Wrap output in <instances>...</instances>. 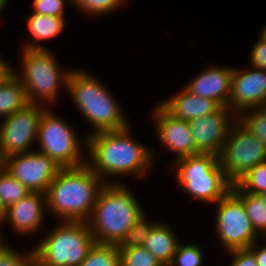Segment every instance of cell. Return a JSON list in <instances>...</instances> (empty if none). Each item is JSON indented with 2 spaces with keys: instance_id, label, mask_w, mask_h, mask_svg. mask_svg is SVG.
Segmentation results:
<instances>
[{
  "instance_id": "e0dca14e",
  "label": "cell",
  "mask_w": 266,
  "mask_h": 266,
  "mask_svg": "<svg viewBox=\"0 0 266 266\" xmlns=\"http://www.w3.org/2000/svg\"><path fill=\"white\" fill-rule=\"evenodd\" d=\"M234 67L212 66L201 71L184 87L202 98L216 101L220 106L228 107L231 95V77Z\"/></svg>"
},
{
  "instance_id": "484cf974",
  "label": "cell",
  "mask_w": 266,
  "mask_h": 266,
  "mask_svg": "<svg viewBox=\"0 0 266 266\" xmlns=\"http://www.w3.org/2000/svg\"><path fill=\"white\" fill-rule=\"evenodd\" d=\"M237 119L266 147V105L247 110Z\"/></svg>"
},
{
  "instance_id": "4fadbf2b",
  "label": "cell",
  "mask_w": 266,
  "mask_h": 266,
  "mask_svg": "<svg viewBox=\"0 0 266 266\" xmlns=\"http://www.w3.org/2000/svg\"><path fill=\"white\" fill-rule=\"evenodd\" d=\"M236 120L237 116L234 112L225 106H220L204 117L189 120L195 149L199 153H212L219 156L229 130Z\"/></svg>"
},
{
  "instance_id": "8fae6325",
  "label": "cell",
  "mask_w": 266,
  "mask_h": 266,
  "mask_svg": "<svg viewBox=\"0 0 266 266\" xmlns=\"http://www.w3.org/2000/svg\"><path fill=\"white\" fill-rule=\"evenodd\" d=\"M216 234L226 252L249 248L261 238L253 228L242 201L230 190L216 204Z\"/></svg>"
},
{
  "instance_id": "d6a6232c",
  "label": "cell",
  "mask_w": 266,
  "mask_h": 266,
  "mask_svg": "<svg viewBox=\"0 0 266 266\" xmlns=\"http://www.w3.org/2000/svg\"><path fill=\"white\" fill-rule=\"evenodd\" d=\"M227 253L233 256L229 266H258L254 253L249 248L234 249Z\"/></svg>"
},
{
  "instance_id": "1f68e13d",
  "label": "cell",
  "mask_w": 266,
  "mask_h": 266,
  "mask_svg": "<svg viewBox=\"0 0 266 266\" xmlns=\"http://www.w3.org/2000/svg\"><path fill=\"white\" fill-rule=\"evenodd\" d=\"M72 2V0H67ZM66 0H33L32 13H38L47 16H54L58 18H65Z\"/></svg>"
},
{
  "instance_id": "9c48e42d",
  "label": "cell",
  "mask_w": 266,
  "mask_h": 266,
  "mask_svg": "<svg viewBox=\"0 0 266 266\" xmlns=\"http://www.w3.org/2000/svg\"><path fill=\"white\" fill-rule=\"evenodd\" d=\"M265 161V144L237 119L219 155V163L226 177L235 183L248 170Z\"/></svg>"
},
{
  "instance_id": "5b68a950",
  "label": "cell",
  "mask_w": 266,
  "mask_h": 266,
  "mask_svg": "<svg viewBox=\"0 0 266 266\" xmlns=\"http://www.w3.org/2000/svg\"><path fill=\"white\" fill-rule=\"evenodd\" d=\"M21 54L22 71L19 73L13 70V74L25 88L28 102H43L45 106H48L47 103L53 104L59 96L60 88L67 89L72 69L64 70L60 67L50 49L23 48Z\"/></svg>"
},
{
  "instance_id": "277c9868",
  "label": "cell",
  "mask_w": 266,
  "mask_h": 266,
  "mask_svg": "<svg viewBox=\"0 0 266 266\" xmlns=\"http://www.w3.org/2000/svg\"><path fill=\"white\" fill-rule=\"evenodd\" d=\"M81 69L72 70L68 79L67 93L82 113L93 125L94 132L121 130L130 124L119 106L118 100L95 76Z\"/></svg>"
},
{
  "instance_id": "9a60e30c",
  "label": "cell",
  "mask_w": 266,
  "mask_h": 266,
  "mask_svg": "<svg viewBox=\"0 0 266 266\" xmlns=\"http://www.w3.org/2000/svg\"><path fill=\"white\" fill-rule=\"evenodd\" d=\"M152 119L160 143L176 155L175 161L184 157L199 154L195 149L192 131L188 121L169 114L160 104L154 107Z\"/></svg>"
},
{
  "instance_id": "603a6c76",
  "label": "cell",
  "mask_w": 266,
  "mask_h": 266,
  "mask_svg": "<svg viewBox=\"0 0 266 266\" xmlns=\"http://www.w3.org/2000/svg\"><path fill=\"white\" fill-rule=\"evenodd\" d=\"M30 191L0 165V200L4 208L19 202Z\"/></svg>"
},
{
  "instance_id": "f35d334b",
  "label": "cell",
  "mask_w": 266,
  "mask_h": 266,
  "mask_svg": "<svg viewBox=\"0 0 266 266\" xmlns=\"http://www.w3.org/2000/svg\"><path fill=\"white\" fill-rule=\"evenodd\" d=\"M8 0H0V12L5 9L6 5L8 4Z\"/></svg>"
},
{
  "instance_id": "52a82bcc",
  "label": "cell",
  "mask_w": 266,
  "mask_h": 266,
  "mask_svg": "<svg viewBox=\"0 0 266 266\" xmlns=\"http://www.w3.org/2000/svg\"><path fill=\"white\" fill-rule=\"evenodd\" d=\"M96 243L87 222L59 221L33 248L40 266H79Z\"/></svg>"
},
{
  "instance_id": "ba28073f",
  "label": "cell",
  "mask_w": 266,
  "mask_h": 266,
  "mask_svg": "<svg viewBox=\"0 0 266 266\" xmlns=\"http://www.w3.org/2000/svg\"><path fill=\"white\" fill-rule=\"evenodd\" d=\"M47 108L41 117L37 143L42 154L53 159L60 167H78L87 164V150L77 138L74 128ZM82 142V143H81ZM82 148V149H81ZM83 151V152H82ZM82 153V154H81Z\"/></svg>"
},
{
  "instance_id": "7a4b0ae2",
  "label": "cell",
  "mask_w": 266,
  "mask_h": 266,
  "mask_svg": "<svg viewBox=\"0 0 266 266\" xmlns=\"http://www.w3.org/2000/svg\"><path fill=\"white\" fill-rule=\"evenodd\" d=\"M105 184L87 164L61 168L45 193L47 209L62 221L87 222Z\"/></svg>"
},
{
  "instance_id": "6da1fadb",
  "label": "cell",
  "mask_w": 266,
  "mask_h": 266,
  "mask_svg": "<svg viewBox=\"0 0 266 266\" xmlns=\"http://www.w3.org/2000/svg\"><path fill=\"white\" fill-rule=\"evenodd\" d=\"M129 128L88 133L84 136L87 165L105 183H120L108 182L106 178L112 175L130 177L131 174L133 177L137 175V178L144 176L155 159L156 152L131 138Z\"/></svg>"
},
{
  "instance_id": "ab89813d",
  "label": "cell",
  "mask_w": 266,
  "mask_h": 266,
  "mask_svg": "<svg viewBox=\"0 0 266 266\" xmlns=\"http://www.w3.org/2000/svg\"><path fill=\"white\" fill-rule=\"evenodd\" d=\"M0 224L2 225V222H0ZM1 231V230H0ZM2 237V238H1ZM3 236H1V232H0V251L5 247L7 246L8 244L3 242Z\"/></svg>"
},
{
  "instance_id": "836d02e7",
  "label": "cell",
  "mask_w": 266,
  "mask_h": 266,
  "mask_svg": "<svg viewBox=\"0 0 266 266\" xmlns=\"http://www.w3.org/2000/svg\"><path fill=\"white\" fill-rule=\"evenodd\" d=\"M250 56L251 67L266 70V42L260 37L251 48Z\"/></svg>"
},
{
  "instance_id": "b9f144b4",
  "label": "cell",
  "mask_w": 266,
  "mask_h": 266,
  "mask_svg": "<svg viewBox=\"0 0 266 266\" xmlns=\"http://www.w3.org/2000/svg\"><path fill=\"white\" fill-rule=\"evenodd\" d=\"M33 266H40V265L35 262Z\"/></svg>"
},
{
  "instance_id": "ac0fdd59",
  "label": "cell",
  "mask_w": 266,
  "mask_h": 266,
  "mask_svg": "<svg viewBox=\"0 0 266 266\" xmlns=\"http://www.w3.org/2000/svg\"><path fill=\"white\" fill-rule=\"evenodd\" d=\"M159 104L173 117L185 121L204 117L220 107L216 101L195 95L185 87Z\"/></svg>"
},
{
  "instance_id": "cb8c5ba5",
  "label": "cell",
  "mask_w": 266,
  "mask_h": 266,
  "mask_svg": "<svg viewBox=\"0 0 266 266\" xmlns=\"http://www.w3.org/2000/svg\"><path fill=\"white\" fill-rule=\"evenodd\" d=\"M79 266H120L118 245L95 243Z\"/></svg>"
},
{
  "instance_id": "60d3db41",
  "label": "cell",
  "mask_w": 266,
  "mask_h": 266,
  "mask_svg": "<svg viewBox=\"0 0 266 266\" xmlns=\"http://www.w3.org/2000/svg\"><path fill=\"white\" fill-rule=\"evenodd\" d=\"M261 196L266 200V191Z\"/></svg>"
},
{
  "instance_id": "e575fe53",
  "label": "cell",
  "mask_w": 266,
  "mask_h": 266,
  "mask_svg": "<svg viewBox=\"0 0 266 266\" xmlns=\"http://www.w3.org/2000/svg\"><path fill=\"white\" fill-rule=\"evenodd\" d=\"M256 243L254 242L249 249L254 253L258 266H266V244L258 248Z\"/></svg>"
},
{
  "instance_id": "d6986e66",
  "label": "cell",
  "mask_w": 266,
  "mask_h": 266,
  "mask_svg": "<svg viewBox=\"0 0 266 266\" xmlns=\"http://www.w3.org/2000/svg\"><path fill=\"white\" fill-rule=\"evenodd\" d=\"M175 234L170 226L159 221L151 229L142 247L164 266H169L180 243L177 234Z\"/></svg>"
},
{
  "instance_id": "4dcf8cb0",
  "label": "cell",
  "mask_w": 266,
  "mask_h": 266,
  "mask_svg": "<svg viewBox=\"0 0 266 266\" xmlns=\"http://www.w3.org/2000/svg\"><path fill=\"white\" fill-rule=\"evenodd\" d=\"M19 253L10 244L5 246L0 251V266H33L36 262L33 248L28 253Z\"/></svg>"
},
{
  "instance_id": "5bb4252c",
  "label": "cell",
  "mask_w": 266,
  "mask_h": 266,
  "mask_svg": "<svg viewBox=\"0 0 266 266\" xmlns=\"http://www.w3.org/2000/svg\"><path fill=\"white\" fill-rule=\"evenodd\" d=\"M266 105V70L245 71L234 68L231 77V95L228 108L236 116L241 113Z\"/></svg>"
},
{
  "instance_id": "f546056e",
  "label": "cell",
  "mask_w": 266,
  "mask_h": 266,
  "mask_svg": "<svg viewBox=\"0 0 266 266\" xmlns=\"http://www.w3.org/2000/svg\"><path fill=\"white\" fill-rule=\"evenodd\" d=\"M126 3V0H72L81 12L91 14V16H100L115 11L117 8Z\"/></svg>"
},
{
  "instance_id": "8d00e7d4",
  "label": "cell",
  "mask_w": 266,
  "mask_h": 266,
  "mask_svg": "<svg viewBox=\"0 0 266 266\" xmlns=\"http://www.w3.org/2000/svg\"><path fill=\"white\" fill-rule=\"evenodd\" d=\"M5 211H6V209L4 208V206L0 200V222H2L4 219Z\"/></svg>"
},
{
  "instance_id": "3957f363",
  "label": "cell",
  "mask_w": 266,
  "mask_h": 266,
  "mask_svg": "<svg viewBox=\"0 0 266 266\" xmlns=\"http://www.w3.org/2000/svg\"><path fill=\"white\" fill-rule=\"evenodd\" d=\"M144 214L132 191L122 183H106L97 196L89 220L96 243L119 245Z\"/></svg>"
},
{
  "instance_id": "ffe728a7",
  "label": "cell",
  "mask_w": 266,
  "mask_h": 266,
  "mask_svg": "<svg viewBox=\"0 0 266 266\" xmlns=\"http://www.w3.org/2000/svg\"><path fill=\"white\" fill-rule=\"evenodd\" d=\"M29 35L32 40L24 44V49H49L44 45H39L38 42L50 40L63 32L65 28V18L47 16L38 13L29 15L26 19Z\"/></svg>"
},
{
  "instance_id": "83f0119b",
  "label": "cell",
  "mask_w": 266,
  "mask_h": 266,
  "mask_svg": "<svg viewBox=\"0 0 266 266\" xmlns=\"http://www.w3.org/2000/svg\"><path fill=\"white\" fill-rule=\"evenodd\" d=\"M204 258V252L199 245L179 243L169 266H202Z\"/></svg>"
},
{
  "instance_id": "f1b7e54d",
  "label": "cell",
  "mask_w": 266,
  "mask_h": 266,
  "mask_svg": "<svg viewBox=\"0 0 266 266\" xmlns=\"http://www.w3.org/2000/svg\"><path fill=\"white\" fill-rule=\"evenodd\" d=\"M145 213L141 216L133 226L128 230L124 239L118 245V248H130L136 246H142L147 239L151 229L157 223L150 222L145 219Z\"/></svg>"
},
{
  "instance_id": "4316f807",
  "label": "cell",
  "mask_w": 266,
  "mask_h": 266,
  "mask_svg": "<svg viewBox=\"0 0 266 266\" xmlns=\"http://www.w3.org/2000/svg\"><path fill=\"white\" fill-rule=\"evenodd\" d=\"M120 266H164L142 246L119 248Z\"/></svg>"
},
{
  "instance_id": "30bf717a",
  "label": "cell",
  "mask_w": 266,
  "mask_h": 266,
  "mask_svg": "<svg viewBox=\"0 0 266 266\" xmlns=\"http://www.w3.org/2000/svg\"><path fill=\"white\" fill-rule=\"evenodd\" d=\"M43 104L28 103L10 116L2 119L0 125V162L12 155L28 153L38 138Z\"/></svg>"
},
{
  "instance_id": "7402d4cb",
  "label": "cell",
  "mask_w": 266,
  "mask_h": 266,
  "mask_svg": "<svg viewBox=\"0 0 266 266\" xmlns=\"http://www.w3.org/2000/svg\"><path fill=\"white\" fill-rule=\"evenodd\" d=\"M231 191L242 201L246 214L256 233L266 238V200L261 195L243 192L235 183Z\"/></svg>"
},
{
  "instance_id": "44dd1931",
  "label": "cell",
  "mask_w": 266,
  "mask_h": 266,
  "mask_svg": "<svg viewBox=\"0 0 266 266\" xmlns=\"http://www.w3.org/2000/svg\"><path fill=\"white\" fill-rule=\"evenodd\" d=\"M28 103L25 88L14 74L0 84V116L3 119Z\"/></svg>"
},
{
  "instance_id": "2e32d148",
  "label": "cell",
  "mask_w": 266,
  "mask_h": 266,
  "mask_svg": "<svg viewBox=\"0 0 266 266\" xmlns=\"http://www.w3.org/2000/svg\"><path fill=\"white\" fill-rule=\"evenodd\" d=\"M47 210L46 194L30 192L19 202L6 208L2 224L9 223L19 235L36 233L41 230Z\"/></svg>"
},
{
  "instance_id": "d4e9b609",
  "label": "cell",
  "mask_w": 266,
  "mask_h": 266,
  "mask_svg": "<svg viewBox=\"0 0 266 266\" xmlns=\"http://www.w3.org/2000/svg\"><path fill=\"white\" fill-rule=\"evenodd\" d=\"M235 184L243 192L263 194L266 191V161L248 170Z\"/></svg>"
},
{
  "instance_id": "7c38bea8",
  "label": "cell",
  "mask_w": 266,
  "mask_h": 266,
  "mask_svg": "<svg viewBox=\"0 0 266 266\" xmlns=\"http://www.w3.org/2000/svg\"><path fill=\"white\" fill-rule=\"evenodd\" d=\"M0 165L30 192L43 193L62 168L38 150L9 156Z\"/></svg>"
},
{
  "instance_id": "74e56055",
  "label": "cell",
  "mask_w": 266,
  "mask_h": 266,
  "mask_svg": "<svg viewBox=\"0 0 266 266\" xmlns=\"http://www.w3.org/2000/svg\"><path fill=\"white\" fill-rule=\"evenodd\" d=\"M263 27H264V28H262V31H261L259 37H260L263 41L266 42V25L263 26Z\"/></svg>"
},
{
  "instance_id": "8992f818",
  "label": "cell",
  "mask_w": 266,
  "mask_h": 266,
  "mask_svg": "<svg viewBox=\"0 0 266 266\" xmlns=\"http://www.w3.org/2000/svg\"><path fill=\"white\" fill-rule=\"evenodd\" d=\"M176 180L194 200L217 203L232 187L219 163V156L199 153L178 159L169 167Z\"/></svg>"
},
{
  "instance_id": "d590c367",
  "label": "cell",
  "mask_w": 266,
  "mask_h": 266,
  "mask_svg": "<svg viewBox=\"0 0 266 266\" xmlns=\"http://www.w3.org/2000/svg\"><path fill=\"white\" fill-rule=\"evenodd\" d=\"M13 68L14 67L0 55V84L13 74Z\"/></svg>"
}]
</instances>
